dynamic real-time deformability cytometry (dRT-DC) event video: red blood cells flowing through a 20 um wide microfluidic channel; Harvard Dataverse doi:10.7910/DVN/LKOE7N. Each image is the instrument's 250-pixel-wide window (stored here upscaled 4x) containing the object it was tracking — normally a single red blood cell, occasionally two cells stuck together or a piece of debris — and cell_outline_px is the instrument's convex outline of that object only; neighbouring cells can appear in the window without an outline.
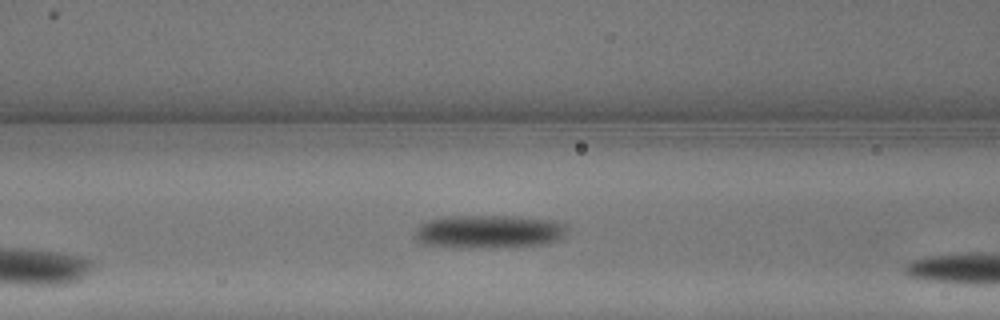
{"species": "common noctule bat (a hibernating species)", "species_latin": "Nyctalus noctula", "temperature_condition": "warm", "stored_images_in_passage": 5, "camera_frame_rate_fps": 3000, "um_per_image_px": 0.085, "animal": {"sex": "male", "body_mass_g": 13.3}, "frame": {"image": 1, "passage_image": 5, "time_ms": 1.333, "image_size_px": [1000, 320], "cell_outline_px": [[568, 228], [556, 240], [548, 244], [420, 244], [412, 236], [416, 228], [420, 224], [428, 220], [448, 216], [520, 216], [552, 220], [568, 224]], "centroid_in_image_um": [41.55, 19.6], "position_along_channel_um": 125.0, "area_um2": 27.8}}